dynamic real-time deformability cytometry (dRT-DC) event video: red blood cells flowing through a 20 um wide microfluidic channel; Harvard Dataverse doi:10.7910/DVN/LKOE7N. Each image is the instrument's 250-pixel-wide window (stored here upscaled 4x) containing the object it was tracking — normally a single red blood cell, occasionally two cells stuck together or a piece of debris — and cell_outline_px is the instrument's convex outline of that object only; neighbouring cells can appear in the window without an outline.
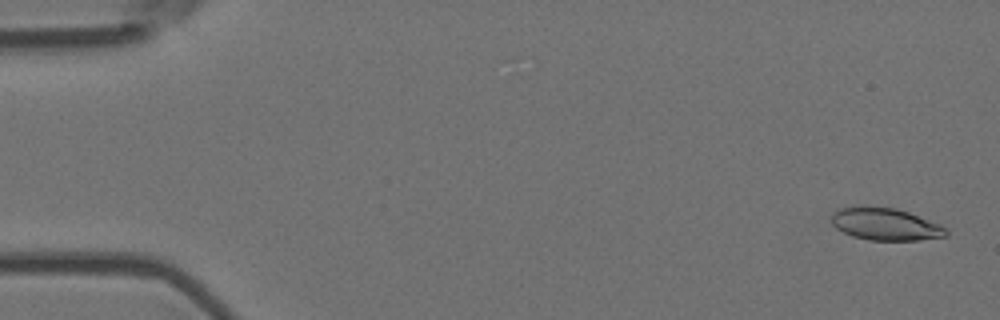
{"species": "Egyptian fruit bat (a non-hibernating species)", "species_latin": "Rousettus aegyptiacus", "temperature_condition": "room temperature", "stored_images_in_passage": 5, "camera_frame_rate_fps": 3000, "um_per_image_px": 0.085, "animal": {"sex": "female"}, "frame": {"image": 1, "passage_image": 1, "time_ms": 0.0, "image_size_px": [1000, 320], "cell_outline_px": [[948, 236], [920, 240], [868, 240], [852, 236], [836, 228], [832, 224], [832, 216], [840, 208], [860, 204], [868, 204], [896, 208], [908, 212], [940, 224], [948, 232]], "centroid_in_image_um": [75.24, 19.03], "position_along_channel_um": 9.8, "area_um2": 21.91}}
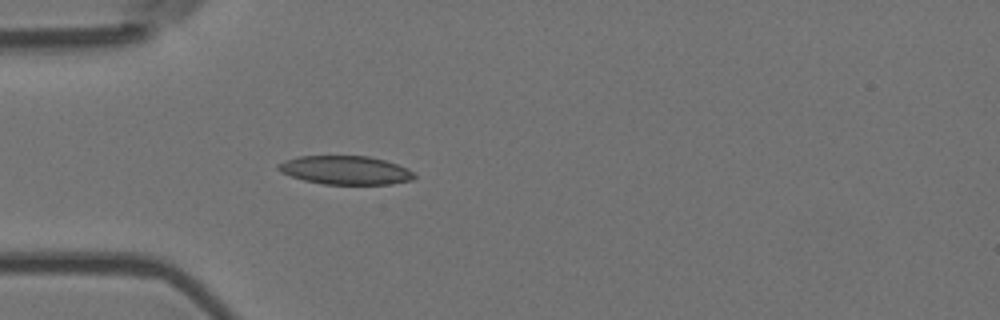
{"frame": {"image": 2, "passage_image": 5, "time_ms": 1.333, "image_size_px": [1000, 320], "cell_outline_px": [[416, 176], [412, 180], [392, 184], [324, 184], [304, 180], [280, 172], [276, 168], [276, 164], [284, 160], [300, 156], [368, 156], [384, 160], [408, 168]], "centroid_in_image_um": [29.34, 14.46], "position_along_channel_um": 55.7, "area_um2": 22.66}}